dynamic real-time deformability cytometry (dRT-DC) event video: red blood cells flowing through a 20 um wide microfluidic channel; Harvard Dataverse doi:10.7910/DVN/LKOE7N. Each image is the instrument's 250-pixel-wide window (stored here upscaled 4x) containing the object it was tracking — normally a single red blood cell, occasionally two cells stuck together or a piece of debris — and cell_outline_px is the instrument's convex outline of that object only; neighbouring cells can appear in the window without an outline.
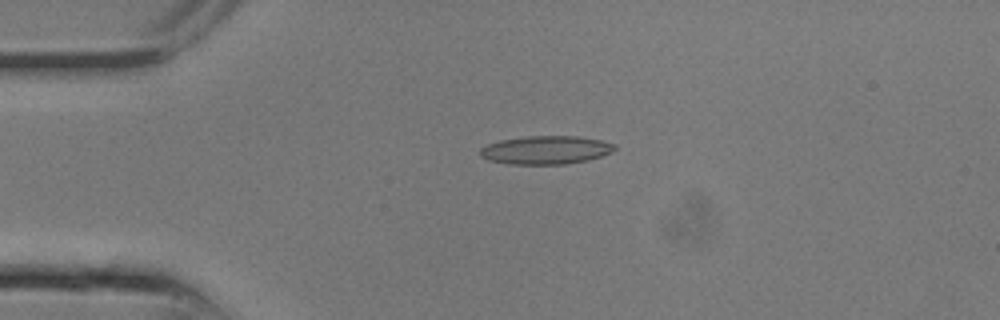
{"species": "common noctule bat (a hibernating species)", "species_latin": "Nyctalus noctula", "temperature_condition": "room temperature", "stored_images_in_passage": 9, "camera_frame_rate_fps": 3000, "um_per_image_px": 0.085, "animal": {"sex": "male", "body_mass_g": 13.3}, "frame": {"image": 1, "passage_image": 6, "time_ms": 1.667, "image_size_px": [1000, 320], "cell_outline_px": [[616, 148], [612, 152], [588, 160], [564, 164], [508, 164], [488, 160], [480, 156], [480, 148], [488, 144], [500, 140], [528, 136], [576, 136], [600, 140], [616, 144]], "centroid_in_image_um": [46.38, 12.75], "position_along_channel_um": 38.6, "area_um2": 22.2}}
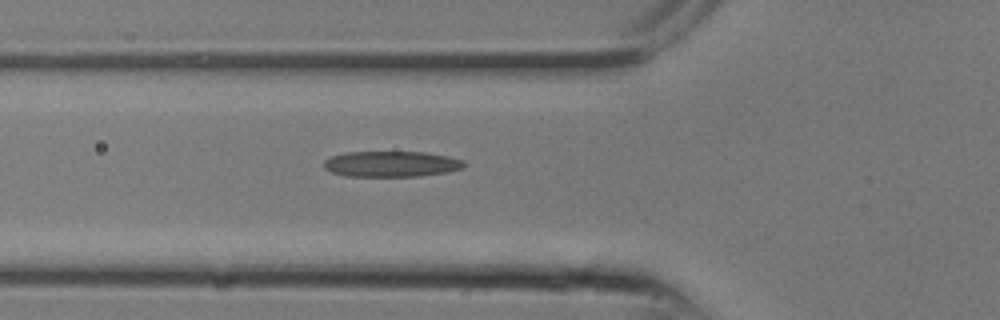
{"frame": {"image": 2, "passage_image": 9, "time_ms": 2.667, "image_size_px": [1000, 320], "cell_outline_px": [[464, 164], [460, 168], [448, 172], [420, 176], [344, 176], [332, 172], [324, 168], [324, 160], [332, 156], [348, 152], [424, 152], [448, 156], [464, 160]], "centroid_in_image_um": [33.25, 13.94], "position_along_channel_um": 92.6, "area_um2": 20.92}}